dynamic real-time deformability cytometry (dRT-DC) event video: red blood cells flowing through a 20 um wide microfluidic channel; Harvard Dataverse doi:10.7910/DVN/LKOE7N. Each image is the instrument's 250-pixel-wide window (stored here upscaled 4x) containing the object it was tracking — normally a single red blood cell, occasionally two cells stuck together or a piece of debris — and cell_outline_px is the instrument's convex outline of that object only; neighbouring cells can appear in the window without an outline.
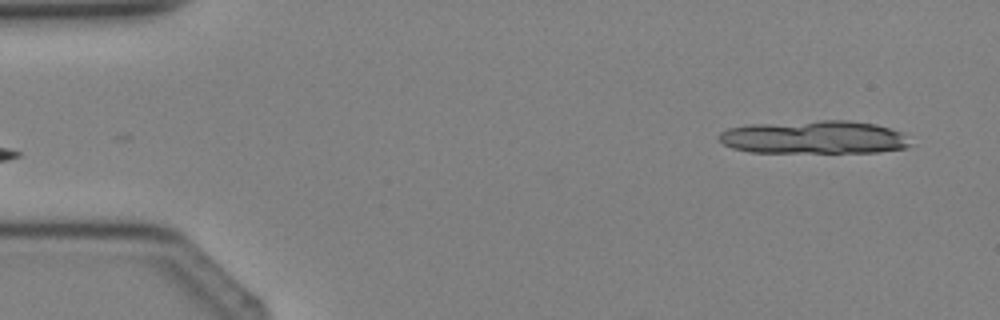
{"species": "Egyptian fruit bat (a non-hibernating species)", "species_latin": "Rousettus aegyptiacus", "temperature_condition": "cold", "stored_images_in_passage": 4, "camera_frame_rate_fps": 3000, "um_per_image_px": 0.085, "animal": {"sex": "female"}, "frame": {"image": 1, "passage_image": 4, "time_ms": 3.333, "image_size_px": [1000, 320], "cell_outline_px": [[912, 144], [904, 148], [880, 152], [748, 152], [732, 148], [724, 144], [716, 136], [720, 132], [728, 128], [748, 124], [820, 120], [848, 120], [876, 124], [900, 132]], "centroid_in_image_um": [69.15, 11.66], "position_along_channel_um": 15.9, "area_um2": 37.11}}